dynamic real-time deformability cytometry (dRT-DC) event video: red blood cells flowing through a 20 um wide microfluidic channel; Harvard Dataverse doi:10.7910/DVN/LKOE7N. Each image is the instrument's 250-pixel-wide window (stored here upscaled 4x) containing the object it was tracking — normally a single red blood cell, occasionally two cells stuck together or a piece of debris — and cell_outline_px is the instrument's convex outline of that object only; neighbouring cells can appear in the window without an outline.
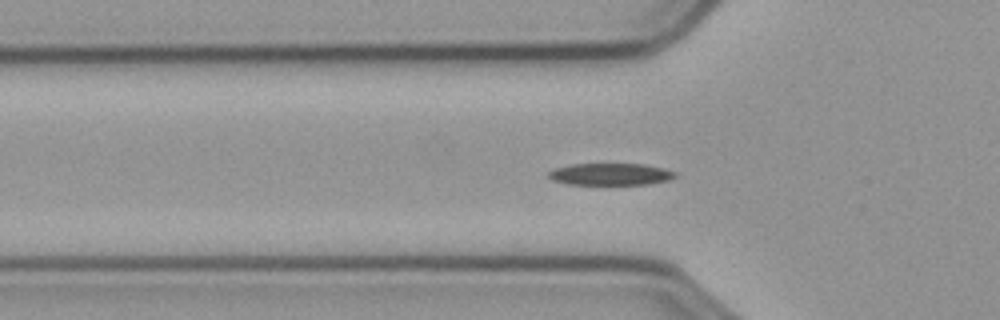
{"species": "common noctule bat (a hibernating species)", "species_latin": "Nyctalus noctula", "temperature_condition": "cold", "stored_images_in_passage": 54, "camera_frame_rate_fps": 3000, "um_per_image_px": 0.085, "animal": {"sex": "male", "body_mass_g": 23.1, "forearm_length_mm": 52.7}, "frame": {"image": 1, "passage_image": 14, "time_ms": 4.333, "image_size_px": [1000, 320], "cell_outline_px": [[676, 176], [668, 180], [648, 184], [568, 184], [552, 180], [548, 176], [548, 172], [556, 168], [572, 164], [644, 164], [664, 168], [676, 172]], "centroid_in_image_um": [51.9, 14.8], "position_along_channel_um": 73.9, "area_um2": 16.07}}
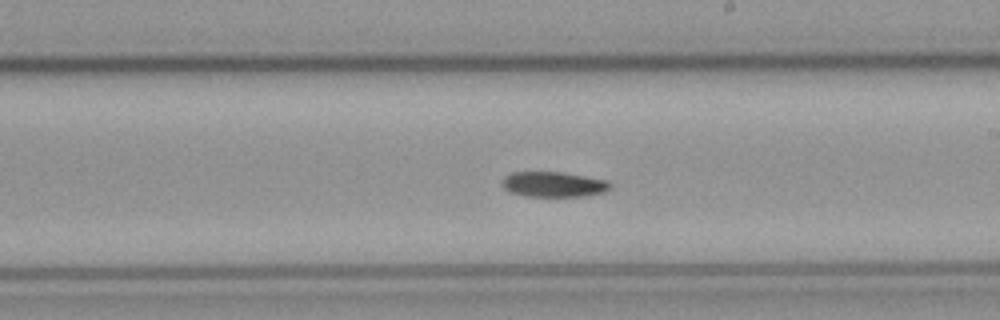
{"frame": {"image": 2, "passage_image": 28, "time_ms": 9.0, "image_size_px": [1000, 320], "cell_outline_px": [[612, 188], [604, 192], [584, 196], [528, 196], [512, 192], [504, 188], [500, 184], [500, 180], [504, 176], [512, 172], [560, 172], [608, 180], [612, 184]], "centroid_in_image_um": [47.05, 15.66], "position_along_channel_um": 241.9, "area_um2": 15.95}}
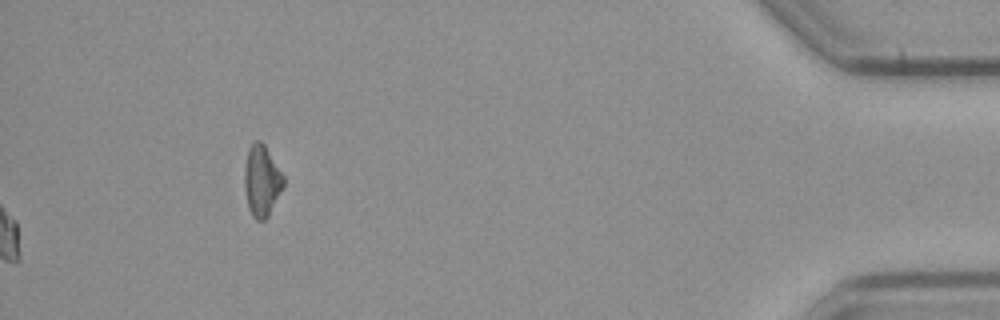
{"frame": {"image": 3, "passage_image": 54, "time_ms": 17.667, "image_size_px": [1000, 320], "cell_outline_px": [[284, 188], [268, 216], [264, 220], [256, 220], [252, 216], [248, 208], [244, 188], [244, 168], [248, 148], [252, 140], [260, 140], [264, 144], [284, 176]], "centroid_in_image_um": [22.24, 15.36], "position_along_channel_um": 413.0, "area_um2": 16.47}, "authors_computed_cell_mechanics": {"area_um2": 16.1551, "velocity_mm_per_s": 3.5723, "shape_relaxation_time_tau1_ms": 5.4573, "shape_relaxation_time_tau2_ms": null, "deformation_change_tau1": 0.1478, "deformation_change_tau2": null}}